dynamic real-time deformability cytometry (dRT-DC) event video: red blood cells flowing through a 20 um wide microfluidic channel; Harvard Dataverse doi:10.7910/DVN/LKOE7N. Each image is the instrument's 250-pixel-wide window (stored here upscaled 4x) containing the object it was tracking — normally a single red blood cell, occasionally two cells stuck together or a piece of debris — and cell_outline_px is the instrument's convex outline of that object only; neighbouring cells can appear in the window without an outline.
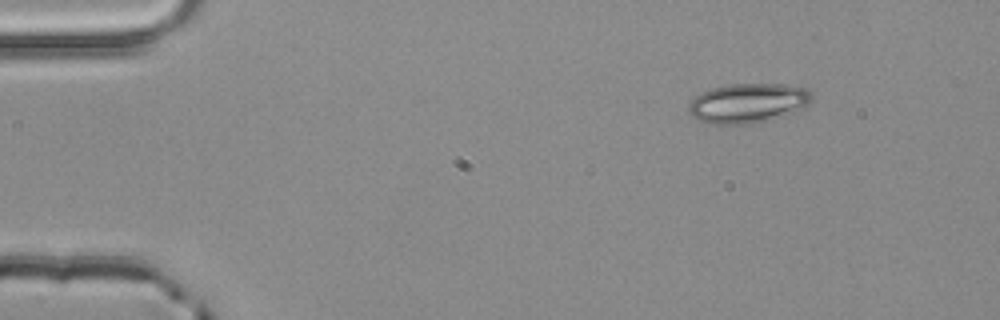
{"species": "common noctule bat (a hibernating species)", "species_latin": "Nyctalus noctula", "temperature_condition": "room temperature", "stored_images_in_passage": 3, "camera_frame_rate_fps": 3000, "um_per_image_px": 0.085, "animal": {"sex": "male", "body_mass_g": 20.4}, "frame": {"image": 1, "passage_image": 3, "time_ms": 0.667, "image_size_px": [1000, 320], "cell_outline_px": [[812, 100], [808, 104], [792, 112], [764, 120], [748, 124], [708, 124], [692, 116], [688, 112], [688, 104], [700, 92], [712, 88], [728, 84], [784, 84], [804, 88], [812, 92]], "centroid_in_image_um": [63.52, 8.75], "position_along_channel_um": 21.5, "area_um2": 28.15}}